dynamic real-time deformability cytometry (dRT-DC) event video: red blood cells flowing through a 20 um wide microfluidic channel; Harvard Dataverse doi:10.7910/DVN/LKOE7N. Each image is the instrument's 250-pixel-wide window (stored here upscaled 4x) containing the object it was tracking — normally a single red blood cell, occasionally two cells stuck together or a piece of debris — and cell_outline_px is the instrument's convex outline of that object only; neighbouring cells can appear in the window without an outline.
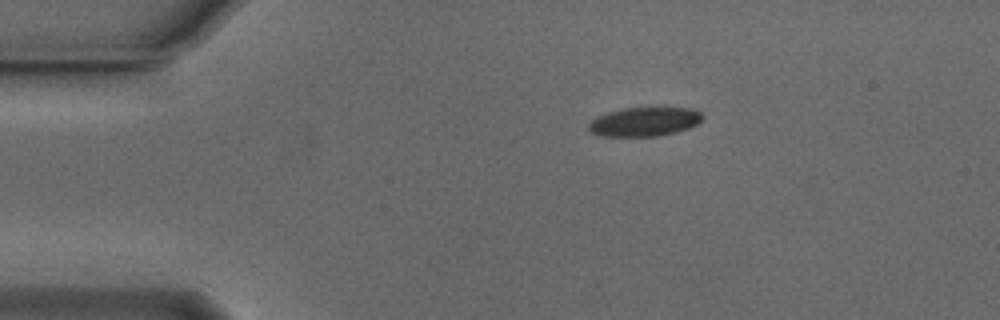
{"species": "Egyptian fruit bat (a non-hibernating species)", "species_latin": "Rousettus aegyptiacus", "temperature_condition": "cold", "stored_images_in_passage": 37, "camera_frame_rate_fps": 3000, "um_per_image_px": 0.085, "animal": {"sex": "male"}, "frame": {"image": 1, "passage_image": 1, "time_ms": 0.0, "image_size_px": [1000, 320], "cell_outline_px": [[704, 116], [696, 124], [688, 128], [676, 132], [660, 136], [600, 136], [592, 132], [588, 128], [588, 124], [596, 116], [608, 112], [624, 108], [692, 108], [700, 112]], "centroid_in_image_um": [54.76, 10.35], "position_along_channel_um": 30.2, "area_um2": 19.19}}
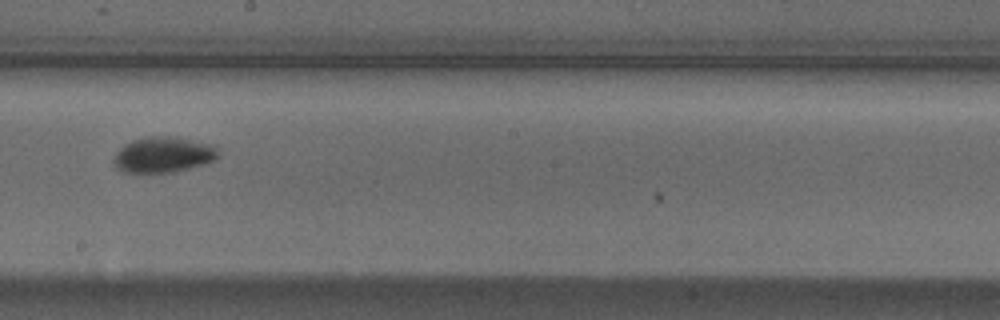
{"frame": {"image": 2, "passage_image": 21, "time_ms": 6.667, "image_size_px": [1000, 320], "cell_outline_px": [[220, 156], [216, 160], [204, 164], [172, 172], [124, 172], [116, 168], [112, 160], [116, 152], [124, 144], [132, 140], [148, 136], [176, 136], [216, 144]], "centroid_in_image_um": [13.92, 13.12], "position_along_channel_um": 234.3, "area_um2": 22.14}}
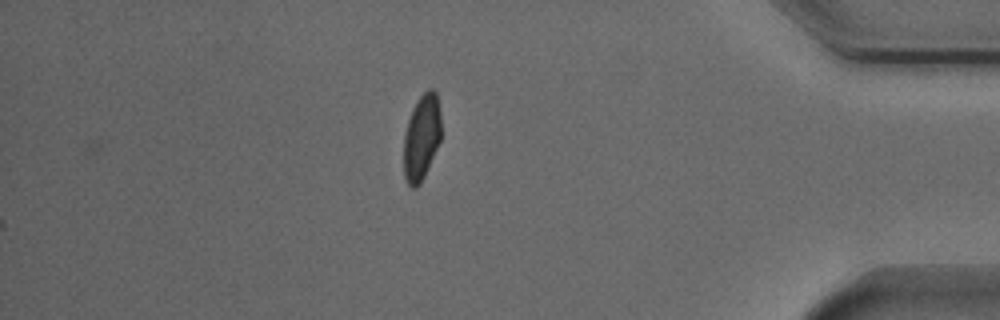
{"frame": {"image": 3, "passage_image": 37, "time_ms": 12.0, "image_size_px": [1000, 320], "cell_outline_px": [[440, 140], [424, 176], [420, 184], [416, 188], [412, 188], [408, 184], [404, 176], [404, 136], [408, 120], [412, 108], [416, 100], [428, 88], [432, 88], [436, 92], [440, 108]], "centroid_in_image_um": [35.83, 11.64], "position_along_channel_um": 399.4, "area_um2": 18.67}, "authors_computed_cell_mechanics": {"area_um2": 20.23, "velocity_mm_per_s": 3.8403, "shape_relaxation_time_tau1_ms": 2.812, "shape_relaxation_time_tau2_ms": 6.6257, "deformation_change_tau1": 0.1086, "deformation_change_tau2": 0.0631}}